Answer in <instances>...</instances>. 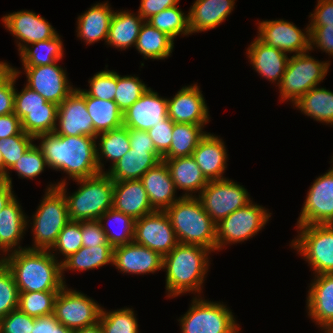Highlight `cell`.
Wrapping results in <instances>:
<instances>
[{
    "label": "cell",
    "mask_w": 333,
    "mask_h": 333,
    "mask_svg": "<svg viewBox=\"0 0 333 333\" xmlns=\"http://www.w3.org/2000/svg\"><path fill=\"white\" fill-rule=\"evenodd\" d=\"M46 159L48 169L66 173L56 183L95 176L100 172L97 162L96 138L91 136H64L53 133L34 138ZM69 179V180H68Z\"/></svg>",
    "instance_id": "6da1fadb"
},
{
    "label": "cell",
    "mask_w": 333,
    "mask_h": 333,
    "mask_svg": "<svg viewBox=\"0 0 333 333\" xmlns=\"http://www.w3.org/2000/svg\"><path fill=\"white\" fill-rule=\"evenodd\" d=\"M211 253L210 249L199 245L179 243L164 256L165 298L172 299L188 293L202 296L212 264Z\"/></svg>",
    "instance_id": "7a4b0ae2"
},
{
    "label": "cell",
    "mask_w": 333,
    "mask_h": 333,
    "mask_svg": "<svg viewBox=\"0 0 333 333\" xmlns=\"http://www.w3.org/2000/svg\"><path fill=\"white\" fill-rule=\"evenodd\" d=\"M1 260L10 269L19 292L60 291L65 286L61 263L49 250L26 248Z\"/></svg>",
    "instance_id": "3957f363"
},
{
    "label": "cell",
    "mask_w": 333,
    "mask_h": 333,
    "mask_svg": "<svg viewBox=\"0 0 333 333\" xmlns=\"http://www.w3.org/2000/svg\"><path fill=\"white\" fill-rule=\"evenodd\" d=\"M73 182L79 188L72 193L67 191L69 182L57 186L65 196L70 221L98 220L113 208L114 181L105 172Z\"/></svg>",
    "instance_id": "277c9868"
},
{
    "label": "cell",
    "mask_w": 333,
    "mask_h": 333,
    "mask_svg": "<svg viewBox=\"0 0 333 333\" xmlns=\"http://www.w3.org/2000/svg\"><path fill=\"white\" fill-rule=\"evenodd\" d=\"M165 212L179 243L199 245L216 252V223L198 197H180Z\"/></svg>",
    "instance_id": "5b68a950"
},
{
    "label": "cell",
    "mask_w": 333,
    "mask_h": 333,
    "mask_svg": "<svg viewBox=\"0 0 333 333\" xmlns=\"http://www.w3.org/2000/svg\"><path fill=\"white\" fill-rule=\"evenodd\" d=\"M44 190L36 211L31 218L27 216V230L31 227L33 238L32 245L26 247L32 250H50L70 221L65 196L57 188L56 182H50Z\"/></svg>",
    "instance_id": "8992f818"
},
{
    "label": "cell",
    "mask_w": 333,
    "mask_h": 333,
    "mask_svg": "<svg viewBox=\"0 0 333 333\" xmlns=\"http://www.w3.org/2000/svg\"><path fill=\"white\" fill-rule=\"evenodd\" d=\"M224 303L193 296L187 312L176 319L180 333H240L236 316Z\"/></svg>",
    "instance_id": "52a82bcc"
},
{
    "label": "cell",
    "mask_w": 333,
    "mask_h": 333,
    "mask_svg": "<svg viewBox=\"0 0 333 333\" xmlns=\"http://www.w3.org/2000/svg\"><path fill=\"white\" fill-rule=\"evenodd\" d=\"M311 50L289 57L279 90L280 103L295 104L310 89L319 86L329 72L331 61L312 57Z\"/></svg>",
    "instance_id": "ba28073f"
},
{
    "label": "cell",
    "mask_w": 333,
    "mask_h": 333,
    "mask_svg": "<svg viewBox=\"0 0 333 333\" xmlns=\"http://www.w3.org/2000/svg\"><path fill=\"white\" fill-rule=\"evenodd\" d=\"M289 246L308 263L313 276L333 274V224L295 226Z\"/></svg>",
    "instance_id": "9c48e42d"
},
{
    "label": "cell",
    "mask_w": 333,
    "mask_h": 333,
    "mask_svg": "<svg viewBox=\"0 0 333 333\" xmlns=\"http://www.w3.org/2000/svg\"><path fill=\"white\" fill-rule=\"evenodd\" d=\"M271 216L268 208L253 201L234 211L216 224V251L220 252L228 245L242 244L253 238L265 229Z\"/></svg>",
    "instance_id": "30bf717a"
},
{
    "label": "cell",
    "mask_w": 333,
    "mask_h": 333,
    "mask_svg": "<svg viewBox=\"0 0 333 333\" xmlns=\"http://www.w3.org/2000/svg\"><path fill=\"white\" fill-rule=\"evenodd\" d=\"M18 78L15 73L14 113L21 121L22 130L34 138L41 134L53 133L56 127L58 105L48 102L25 84L19 92L16 88Z\"/></svg>",
    "instance_id": "8fae6325"
},
{
    "label": "cell",
    "mask_w": 333,
    "mask_h": 333,
    "mask_svg": "<svg viewBox=\"0 0 333 333\" xmlns=\"http://www.w3.org/2000/svg\"><path fill=\"white\" fill-rule=\"evenodd\" d=\"M198 198L216 224L253 201L247 189L231 178L209 181Z\"/></svg>",
    "instance_id": "7c38bea8"
},
{
    "label": "cell",
    "mask_w": 333,
    "mask_h": 333,
    "mask_svg": "<svg viewBox=\"0 0 333 333\" xmlns=\"http://www.w3.org/2000/svg\"><path fill=\"white\" fill-rule=\"evenodd\" d=\"M102 307L92 297L66 284L55 299L53 314L59 323L75 331L98 322Z\"/></svg>",
    "instance_id": "4fadbf2b"
},
{
    "label": "cell",
    "mask_w": 333,
    "mask_h": 333,
    "mask_svg": "<svg viewBox=\"0 0 333 333\" xmlns=\"http://www.w3.org/2000/svg\"><path fill=\"white\" fill-rule=\"evenodd\" d=\"M21 68L19 70L14 67V72L20 77L24 71L23 74L26 76L25 85L38 92L48 102L59 105L76 89L70 82L65 66L64 68L61 65L59 66L58 62L50 65Z\"/></svg>",
    "instance_id": "5bb4252c"
},
{
    "label": "cell",
    "mask_w": 333,
    "mask_h": 333,
    "mask_svg": "<svg viewBox=\"0 0 333 333\" xmlns=\"http://www.w3.org/2000/svg\"><path fill=\"white\" fill-rule=\"evenodd\" d=\"M256 24V37L265 45L277 48L290 56L310 50L309 24L304 29L285 19L257 20Z\"/></svg>",
    "instance_id": "9a60e30c"
},
{
    "label": "cell",
    "mask_w": 333,
    "mask_h": 333,
    "mask_svg": "<svg viewBox=\"0 0 333 333\" xmlns=\"http://www.w3.org/2000/svg\"><path fill=\"white\" fill-rule=\"evenodd\" d=\"M330 164L309 186L296 226L333 224V162Z\"/></svg>",
    "instance_id": "2e32d148"
},
{
    "label": "cell",
    "mask_w": 333,
    "mask_h": 333,
    "mask_svg": "<svg viewBox=\"0 0 333 333\" xmlns=\"http://www.w3.org/2000/svg\"><path fill=\"white\" fill-rule=\"evenodd\" d=\"M133 242L166 256L179 244L169 216L165 211H154L134 224Z\"/></svg>",
    "instance_id": "e0dca14e"
},
{
    "label": "cell",
    "mask_w": 333,
    "mask_h": 333,
    "mask_svg": "<svg viewBox=\"0 0 333 333\" xmlns=\"http://www.w3.org/2000/svg\"><path fill=\"white\" fill-rule=\"evenodd\" d=\"M4 28L15 38L18 54L28 45L49 40L59 33L51 23L33 10H19L3 15Z\"/></svg>",
    "instance_id": "ac0fdd59"
},
{
    "label": "cell",
    "mask_w": 333,
    "mask_h": 333,
    "mask_svg": "<svg viewBox=\"0 0 333 333\" xmlns=\"http://www.w3.org/2000/svg\"><path fill=\"white\" fill-rule=\"evenodd\" d=\"M54 133L64 136L98 135L93 126L85 102V91L80 87L67 96L59 105Z\"/></svg>",
    "instance_id": "d6986e66"
},
{
    "label": "cell",
    "mask_w": 333,
    "mask_h": 333,
    "mask_svg": "<svg viewBox=\"0 0 333 333\" xmlns=\"http://www.w3.org/2000/svg\"><path fill=\"white\" fill-rule=\"evenodd\" d=\"M197 82L185 85L167 97L168 117L174 123L206 125L210 122L209 107Z\"/></svg>",
    "instance_id": "ffe728a7"
},
{
    "label": "cell",
    "mask_w": 333,
    "mask_h": 333,
    "mask_svg": "<svg viewBox=\"0 0 333 333\" xmlns=\"http://www.w3.org/2000/svg\"><path fill=\"white\" fill-rule=\"evenodd\" d=\"M112 266L123 275L155 274L163 270V257L134 242L113 247Z\"/></svg>",
    "instance_id": "44dd1931"
},
{
    "label": "cell",
    "mask_w": 333,
    "mask_h": 333,
    "mask_svg": "<svg viewBox=\"0 0 333 333\" xmlns=\"http://www.w3.org/2000/svg\"><path fill=\"white\" fill-rule=\"evenodd\" d=\"M151 87L123 113V126L148 131L168 117L167 98Z\"/></svg>",
    "instance_id": "7402d4cb"
},
{
    "label": "cell",
    "mask_w": 333,
    "mask_h": 333,
    "mask_svg": "<svg viewBox=\"0 0 333 333\" xmlns=\"http://www.w3.org/2000/svg\"><path fill=\"white\" fill-rule=\"evenodd\" d=\"M312 278L306 296L307 317L319 329L333 328V274Z\"/></svg>",
    "instance_id": "603a6c76"
},
{
    "label": "cell",
    "mask_w": 333,
    "mask_h": 333,
    "mask_svg": "<svg viewBox=\"0 0 333 333\" xmlns=\"http://www.w3.org/2000/svg\"><path fill=\"white\" fill-rule=\"evenodd\" d=\"M246 50V58L258 76L265 78L277 87L285 73L290 56L281 50L265 45L257 37Z\"/></svg>",
    "instance_id": "cb8c5ba5"
},
{
    "label": "cell",
    "mask_w": 333,
    "mask_h": 333,
    "mask_svg": "<svg viewBox=\"0 0 333 333\" xmlns=\"http://www.w3.org/2000/svg\"><path fill=\"white\" fill-rule=\"evenodd\" d=\"M27 216L17 195L2 209L0 213V259L9 253L27 248L22 247L21 242L27 231Z\"/></svg>",
    "instance_id": "d4e9b609"
},
{
    "label": "cell",
    "mask_w": 333,
    "mask_h": 333,
    "mask_svg": "<svg viewBox=\"0 0 333 333\" xmlns=\"http://www.w3.org/2000/svg\"><path fill=\"white\" fill-rule=\"evenodd\" d=\"M225 141L219 135L208 132L193 152L198 167L208 181L223 180L228 167L229 154Z\"/></svg>",
    "instance_id": "484cf974"
},
{
    "label": "cell",
    "mask_w": 333,
    "mask_h": 333,
    "mask_svg": "<svg viewBox=\"0 0 333 333\" xmlns=\"http://www.w3.org/2000/svg\"><path fill=\"white\" fill-rule=\"evenodd\" d=\"M236 0H194L188 10L191 35L216 29L235 8Z\"/></svg>",
    "instance_id": "4316f807"
},
{
    "label": "cell",
    "mask_w": 333,
    "mask_h": 333,
    "mask_svg": "<svg viewBox=\"0 0 333 333\" xmlns=\"http://www.w3.org/2000/svg\"><path fill=\"white\" fill-rule=\"evenodd\" d=\"M114 11L108 0L93 3L88 10L78 15L76 37L88 46L100 40L106 44Z\"/></svg>",
    "instance_id": "83f0119b"
},
{
    "label": "cell",
    "mask_w": 333,
    "mask_h": 333,
    "mask_svg": "<svg viewBox=\"0 0 333 333\" xmlns=\"http://www.w3.org/2000/svg\"><path fill=\"white\" fill-rule=\"evenodd\" d=\"M113 208L134 220L156 211L140 179L114 181Z\"/></svg>",
    "instance_id": "f1b7e54d"
},
{
    "label": "cell",
    "mask_w": 333,
    "mask_h": 333,
    "mask_svg": "<svg viewBox=\"0 0 333 333\" xmlns=\"http://www.w3.org/2000/svg\"><path fill=\"white\" fill-rule=\"evenodd\" d=\"M140 180L151 206L157 211H165L181 197L177 196V190L164 160L150 168Z\"/></svg>",
    "instance_id": "f546056e"
},
{
    "label": "cell",
    "mask_w": 333,
    "mask_h": 333,
    "mask_svg": "<svg viewBox=\"0 0 333 333\" xmlns=\"http://www.w3.org/2000/svg\"><path fill=\"white\" fill-rule=\"evenodd\" d=\"M162 160L168 166L176 190L183 191L181 197H198L209 182L192 155Z\"/></svg>",
    "instance_id": "4dcf8cb0"
},
{
    "label": "cell",
    "mask_w": 333,
    "mask_h": 333,
    "mask_svg": "<svg viewBox=\"0 0 333 333\" xmlns=\"http://www.w3.org/2000/svg\"><path fill=\"white\" fill-rule=\"evenodd\" d=\"M144 19L131 10H115L109 27L106 45L118 51L134 47Z\"/></svg>",
    "instance_id": "1f68e13d"
},
{
    "label": "cell",
    "mask_w": 333,
    "mask_h": 333,
    "mask_svg": "<svg viewBox=\"0 0 333 333\" xmlns=\"http://www.w3.org/2000/svg\"><path fill=\"white\" fill-rule=\"evenodd\" d=\"M162 160L159 152L131 149L105 173L113 181L138 180Z\"/></svg>",
    "instance_id": "d6a6232c"
},
{
    "label": "cell",
    "mask_w": 333,
    "mask_h": 333,
    "mask_svg": "<svg viewBox=\"0 0 333 333\" xmlns=\"http://www.w3.org/2000/svg\"><path fill=\"white\" fill-rule=\"evenodd\" d=\"M293 107L314 121L333 127V91L316 86L304 94Z\"/></svg>",
    "instance_id": "836d02e7"
},
{
    "label": "cell",
    "mask_w": 333,
    "mask_h": 333,
    "mask_svg": "<svg viewBox=\"0 0 333 333\" xmlns=\"http://www.w3.org/2000/svg\"><path fill=\"white\" fill-rule=\"evenodd\" d=\"M130 148L128 128L125 126L98 134L96 136V150L100 172H106L107 169L104 165L107 162L110 163L109 169L130 151Z\"/></svg>",
    "instance_id": "e575fe53"
},
{
    "label": "cell",
    "mask_w": 333,
    "mask_h": 333,
    "mask_svg": "<svg viewBox=\"0 0 333 333\" xmlns=\"http://www.w3.org/2000/svg\"><path fill=\"white\" fill-rule=\"evenodd\" d=\"M112 259L113 247L111 245L81 247L76 253L70 255L61 263L63 282L66 285L65 271L97 270L105 265L110 264L112 266Z\"/></svg>",
    "instance_id": "d590c367"
},
{
    "label": "cell",
    "mask_w": 333,
    "mask_h": 333,
    "mask_svg": "<svg viewBox=\"0 0 333 333\" xmlns=\"http://www.w3.org/2000/svg\"><path fill=\"white\" fill-rule=\"evenodd\" d=\"M175 40L168 34L144 21L141 26L135 49L145 60H165L172 56ZM148 58V59H147Z\"/></svg>",
    "instance_id": "8d00e7d4"
},
{
    "label": "cell",
    "mask_w": 333,
    "mask_h": 333,
    "mask_svg": "<svg viewBox=\"0 0 333 333\" xmlns=\"http://www.w3.org/2000/svg\"><path fill=\"white\" fill-rule=\"evenodd\" d=\"M62 36L58 34L49 40L32 43L19 54L22 67H36L60 62L64 58L65 48Z\"/></svg>",
    "instance_id": "74e56055"
},
{
    "label": "cell",
    "mask_w": 333,
    "mask_h": 333,
    "mask_svg": "<svg viewBox=\"0 0 333 333\" xmlns=\"http://www.w3.org/2000/svg\"><path fill=\"white\" fill-rule=\"evenodd\" d=\"M206 125L174 123L169 150L162 159H173L193 155L199 142L206 136Z\"/></svg>",
    "instance_id": "f35d334b"
},
{
    "label": "cell",
    "mask_w": 333,
    "mask_h": 333,
    "mask_svg": "<svg viewBox=\"0 0 333 333\" xmlns=\"http://www.w3.org/2000/svg\"><path fill=\"white\" fill-rule=\"evenodd\" d=\"M85 102L97 134L123 126V113L114 101L91 97L85 92Z\"/></svg>",
    "instance_id": "ab89813d"
},
{
    "label": "cell",
    "mask_w": 333,
    "mask_h": 333,
    "mask_svg": "<svg viewBox=\"0 0 333 333\" xmlns=\"http://www.w3.org/2000/svg\"><path fill=\"white\" fill-rule=\"evenodd\" d=\"M98 221L112 247L133 242L135 220L130 216L111 208Z\"/></svg>",
    "instance_id": "60d3db41"
},
{
    "label": "cell",
    "mask_w": 333,
    "mask_h": 333,
    "mask_svg": "<svg viewBox=\"0 0 333 333\" xmlns=\"http://www.w3.org/2000/svg\"><path fill=\"white\" fill-rule=\"evenodd\" d=\"M154 28L168 34L174 40L177 36L191 35L188 28V13L182 11L178 5L169 7L147 20Z\"/></svg>",
    "instance_id": "b9f144b4"
},
{
    "label": "cell",
    "mask_w": 333,
    "mask_h": 333,
    "mask_svg": "<svg viewBox=\"0 0 333 333\" xmlns=\"http://www.w3.org/2000/svg\"><path fill=\"white\" fill-rule=\"evenodd\" d=\"M137 314L133 308L107 310L102 307L99 322L103 333H141Z\"/></svg>",
    "instance_id": "7bdbcfd3"
},
{
    "label": "cell",
    "mask_w": 333,
    "mask_h": 333,
    "mask_svg": "<svg viewBox=\"0 0 333 333\" xmlns=\"http://www.w3.org/2000/svg\"><path fill=\"white\" fill-rule=\"evenodd\" d=\"M46 167L48 168L46 159L42 154V151L34 142L22 155V157L7 171L3 180L8 181L11 185H13L11 177L12 171L16 172L18 178L22 180H34L44 172Z\"/></svg>",
    "instance_id": "ee69618b"
},
{
    "label": "cell",
    "mask_w": 333,
    "mask_h": 333,
    "mask_svg": "<svg viewBox=\"0 0 333 333\" xmlns=\"http://www.w3.org/2000/svg\"><path fill=\"white\" fill-rule=\"evenodd\" d=\"M58 293L59 291L19 292L18 309L35 318L53 314Z\"/></svg>",
    "instance_id": "f6af8a7d"
},
{
    "label": "cell",
    "mask_w": 333,
    "mask_h": 333,
    "mask_svg": "<svg viewBox=\"0 0 333 333\" xmlns=\"http://www.w3.org/2000/svg\"><path fill=\"white\" fill-rule=\"evenodd\" d=\"M147 89H149L148 85L138 75L123 76L117 73V89L114 102L122 113H125Z\"/></svg>",
    "instance_id": "bcb514c9"
},
{
    "label": "cell",
    "mask_w": 333,
    "mask_h": 333,
    "mask_svg": "<svg viewBox=\"0 0 333 333\" xmlns=\"http://www.w3.org/2000/svg\"><path fill=\"white\" fill-rule=\"evenodd\" d=\"M81 247V221H69L59 233L55 244L49 251L60 263H62L70 255L76 253ZM60 256H62V259Z\"/></svg>",
    "instance_id": "7dc6e473"
},
{
    "label": "cell",
    "mask_w": 333,
    "mask_h": 333,
    "mask_svg": "<svg viewBox=\"0 0 333 333\" xmlns=\"http://www.w3.org/2000/svg\"><path fill=\"white\" fill-rule=\"evenodd\" d=\"M34 142V137L23 130L18 135L0 140V152L4 161V177L12 165L22 157Z\"/></svg>",
    "instance_id": "c3c4849f"
},
{
    "label": "cell",
    "mask_w": 333,
    "mask_h": 333,
    "mask_svg": "<svg viewBox=\"0 0 333 333\" xmlns=\"http://www.w3.org/2000/svg\"><path fill=\"white\" fill-rule=\"evenodd\" d=\"M105 69L98 71L88 80L89 89H83L89 96L102 100L114 101L117 89V72Z\"/></svg>",
    "instance_id": "681fc988"
},
{
    "label": "cell",
    "mask_w": 333,
    "mask_h": 333,
    "mask_svg": "<svg viewBox=\"0 0 333 333\" xmlns=\"http://www.w3.org/2000/svg\"><path fill=\"white\" fill-rule=\"evenodd\" d=\"M19 291L10 269L0 259V319L18 308Z\"/></svg>",
    "instance_id": "f907efd6"
},
{
    "label": "cell",
    "mask_w": 333,
    "mask_h": 333,
    "mask_svg": "<svg viewBox=\"0 0 333 333\" xmlns=\"http://www.w3.org/2000/svg\"><path fill=\"white\" fill-rule=\"evenodd\" d=\"M34 321L35 317L17 308L0 319V333H31Z\"/></svg>",
    "instance_id": "816d5d0a"
},
{
    "label": "cell",
    "mask_w": 333,
    "mask_h": 333,
    "mask_svg": "<svg viewBox=\"0 0 333 333\" xmlns=\"http://www.w3.org/2000/svg\"><path fill=\"white\" fill-rule=\"evenodd\" d=\"M174 122L167 117L161 120L155 127L150 128L147 133L152 139L156 150L163 156L170 148L172 141Z\"/></svg>",
    "instance_id": "f5cc1de1"
},
{
    "label": "cell",
    "mask_w": 333,
    "mask_h": 333,
    "mask_svg": "<svg viewBox=\"0 0 333 333\" xmlns=\"http://www.w3.org/2000/svg\"><path fill=\"white\" fill-rule=\"evenodd\" d=\"M310 28V50L314 49L324 52L333 58V27H309Z\"/></svg>",
    "instance_id": "db71d44e"
},
{
    "label": "cell",
    "mask_w": 333,
    "mask_h": 333,
    "mask_svg": "<svg viewBox=\"0 0 333 333\" xmlns=\"http://www.w3.org/2000/svg\"><path fill=\"white\" fill-rule=\"evenodd\" d=\"M82 247L111 245L98 220L81 221Z\"/></svg>",
    "instance_id": "11a10c76"
},
{
    "label": "cell",
    "mask_w": 333,
    "mask_h": 333,
    "mask_svg": "<svg viewBox=\"0 0 333 333\" xmlns=\"http://www.w3.org/2000/svg\"><path fill=\"white\" fill-rule=\"evenodd\" d=\"M308 18L309 27H333V0H317Z\"/></svg>",
    "instance_id": "9f6ffc18"
},
{
    "label": "cell",
    "mask_w": 333,
    "mask_h": 333,
    "mask_svg": "<svg viewBox=\"0 0 333 333\" xmlns=\"http://www.w3.org/2000/svg\"><path fill=\"white\" fill-rule=\"evenodd\" d=\"M15 72L0 86V116L14 113Z\"/></svg>",
    "instance_id": "6f0895ef"
},
{
    "label": "cell",
    "mask_w": 333,
    "mask_h": 333,
    "mask_svg": "<svg viewBox=\"0 0 333 333\" xmlns=\"http://www.w3.org/2000/svg\"><path fill=\"white\" fill-rule=\"evenodd\" d=\"M179 3L180 0H141L137 13L147 21L153 15Z\"/></svg>",
    "instance_id": "680465c9"
},
{
    "label": "cell",
    "mask_w": 333,
    "mask_h": 333,
    "mask_svg": "<svg viewBox=\"0 0 333 333\" xmlns=\"http://www.w3.org/2000/svg\"><path fill=\"white\" fill-rule=\"evenodd\" d=\"M21 131V121L15 113L0 116V140L18 135Z\"/></svg>",
    "instance_id": "91938a15"
},
{
    "label": "cell",
    "mask_w": 333,
    "mask_h": 333,
    "mask_svg": "<svg viewBox=\"0 0 333 333\" xmlns=\"http://www.w3.org/2000/svg\"><path fill=\"white\" fill-rule=\"evenodd\" d=\"M131 149L147 150L149 152H158L147 131L128 129Z\"/></svg>",
    "instance_id": "94428289"
},
{
    "label": "cell",
    "mask_w": 333,
    "mask_h": 333,
    "mask_svg": "<svg viewBox=\"0 0 333 333\" xmlns=\"http://www.w3.org/2000/svg\"><path fill=\"white\" fill-rule=\"evenodd\" d=\"M13 185L8 181H0V213L2 209L16 196Z\"/></svg>",
    "instance_id": "6125c7cd"
},
{
    "label": "cell",
    "mask_w": 333,
    "mask_h": 333,
    "mask_svg": "<svg viewBox=\"0 0 333 333\" xmlns=\"http://www.w3.org/2000/svg\"><path fill=\"white\" fill-rule=\"evenodd\" d=\"M31 333H50V314L35 318Z\"/></svg>",
    "instance_id": "be15d7a7"
},
{
    "label": "cell",
    "mask_w": 333,
    "mask_h": 333,
    "mask_svg": "<svg viewBox=\"0 0 333 333\" xmlns=\"http://www.w3.org/2000/svg\"><path fill=\"white\" fill-rule=\"evenodd\" d=\"M14 73V66L9 62L0 61V86Z\"/></svg>",
    "instance_id": "e7e4bbea"
},
{
    "label": "cell",
    "mask_w": 333,
    "mask_h": 333,
    "mask_svg": "<svg viewBox=\"0 0 333 333\" xmlns=\"http://www.w3.org/2000/svg\"><path fill=\"white\" fill-rule=\"evenodd\" d=\"M50 333H74V330L65 327L63 324L59 323L54 317V314H50Z\"/></svg>",
    "instance_id": "03108f58"
},
{
    "label": "cell",
    "mask_w": 333,
    "mask_h": 333,
    "mask_svg": "<svg viewBox=\"0 0 333 333\" xmlns=\"http://www.w3.org/2000/svg\"><path fill=\"white\" fill-rule=\"evenodd\" d=\"M74 333H103L100 322H96L93 325L82 327L75 330Z\"/></svg>",
    "instance_id": "003e7915"
},
{
    "label": "cell",
    "mask_w": 333,
    "mask_h": 333,
    "mask_svg": "<svg viewBox=\"0 0 333 333\" xmlns=\"http://www.w3.org/2000/svg\"><path fill=\"white\" fill-rule=\"evenodd\" d=\"M0 178L4 179V161L1 152H0Z\"/></svg>",
    "instance_id": "a7ac6f4b"
},
{
    "label": "cell",
    "mask_w": 333,
    "mask_h": 333,
    "mask_svg": "<svg viewBox=\"0 0 333 333\" xmlns=\"http://www.w3.org/2000/svg\"><path fill=\"white\" fill-rule=\"evenodd\" d=\"M321 331L322 333H333V328H323Z\"/></svg>",
    "instance_id": "89a4df30"
}]
</instances>
